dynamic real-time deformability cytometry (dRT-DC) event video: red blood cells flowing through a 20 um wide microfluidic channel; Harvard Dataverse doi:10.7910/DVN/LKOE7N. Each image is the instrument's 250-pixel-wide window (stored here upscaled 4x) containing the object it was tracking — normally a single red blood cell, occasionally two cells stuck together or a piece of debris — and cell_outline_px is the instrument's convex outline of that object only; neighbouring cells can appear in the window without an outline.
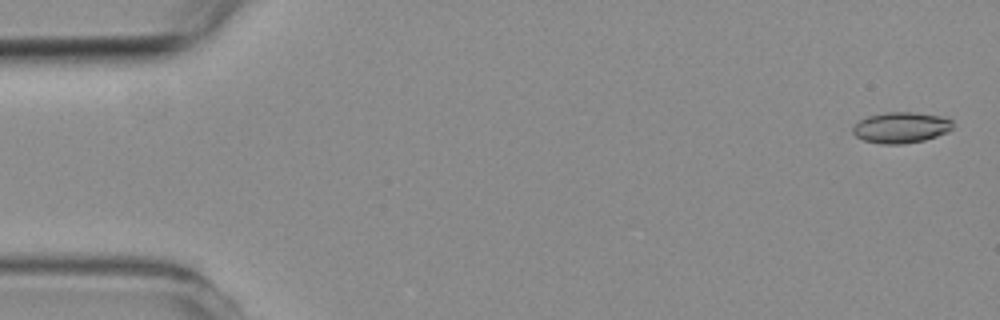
{"species": "common noctule bat (a hibernating species)", "species_latin": "Nyctalus noctula", "temperature_condition": "room temperature", "stored_images_in_passage": 4, "camera_frame_rate_fps": 3000, "um_per_image_px": 0.085, "animal": {"sex": "female", "body_mass_g": 19.3, "forearm_length_mm": 54.1}, "frame": {"image": 1, "passage_image": 1, "time_ms": 0.0, "image_size_px": [1000, 320], "cell_outline_px": [[952, 128], [948, 132], [924, 140], [904, 144], [880, 144], [864, 140], [856, 136], [852, 132], [852, 124], [868, 116], [884, 112], [912, 112], [944, 116], [952, 120]], "centroid_in_image_um": [76.57, 10.84], "position_along_channel_um": 8.4, "area_um2": 18.21}}